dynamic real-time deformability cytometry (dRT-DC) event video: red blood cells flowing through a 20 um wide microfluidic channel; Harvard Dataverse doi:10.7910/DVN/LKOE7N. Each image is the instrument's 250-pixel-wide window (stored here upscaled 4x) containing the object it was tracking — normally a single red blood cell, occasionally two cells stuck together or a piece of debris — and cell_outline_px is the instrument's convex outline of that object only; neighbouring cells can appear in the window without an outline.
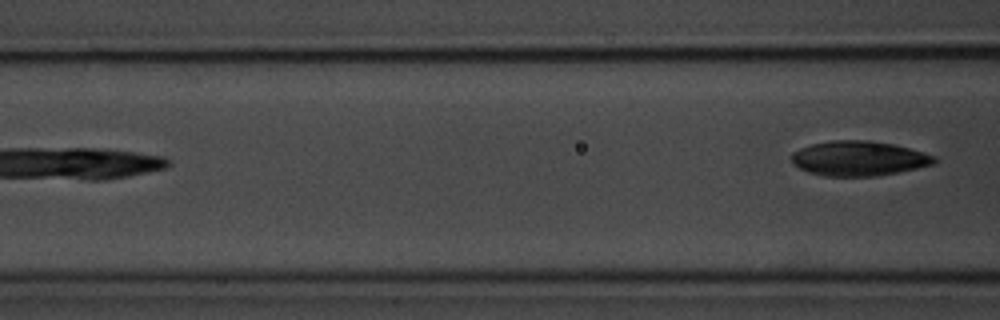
{"species": "common noctule bat (a hibernating species)", "species_latin": "Nyctalus noctula", "temperature_condition": "room temperature", "stored_images_in_passage": 3, "camera_frame_rate_fps": 3000, "um_per_image_px": 0.085, "animal": {"sex": "male", "body_mass_g": 20.1, "forearm_length_mm": 53.5}, "frame": {"image": 1, "passage_image": 3, "time_ms": 2.333, "image_size_px": [1000, 320], "cell_outline_px": [[936, 164], [876, 176], [824, 176], [808, 172], [792, 164], [788, 156], [792, 152], [800, 148], [812, 144], [832, 140], [872, 140], [892, 144], [908, 148], [936, 156]], "centroid_in_image_um": [72.95, 13.46], "position_along_channel_um": 93.7, "area_um2": 29.07}}